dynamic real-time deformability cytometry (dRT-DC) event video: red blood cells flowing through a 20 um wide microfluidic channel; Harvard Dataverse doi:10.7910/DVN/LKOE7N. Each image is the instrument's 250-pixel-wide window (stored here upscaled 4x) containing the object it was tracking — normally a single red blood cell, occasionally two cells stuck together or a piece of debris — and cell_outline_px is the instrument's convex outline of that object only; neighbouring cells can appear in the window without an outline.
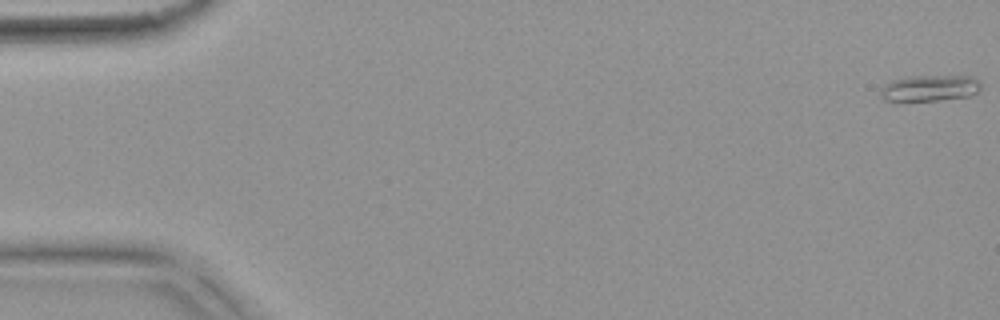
{"species": "common noctule bat (a hibernating species)", "species_latin": "Nyctalus noctula", "temperature_condition": "warm", "stored_images_in_passage": 12, "camera_frame_rate_fps": 3000, "um_per_image_px": 0.085, "animal": {"sex": "female", "body_mass_g": 18.4}, "frame": {"image": 1, "passage_image": 1, "time_ms": 0.0, "image_size_px": [1000, 320], "cell_outline_px": [[980, 88], [976, 92], [968, 96], [936, 100], [884, 100], [880, 96], [880, 88], [884, 84], [892, 80], [908, 76], [976, 76], [980, 80]], "centroid_in_image_um": [79.02, 7.47], "position_along_channel_um": 6.0, "area_um2": 15.26}}